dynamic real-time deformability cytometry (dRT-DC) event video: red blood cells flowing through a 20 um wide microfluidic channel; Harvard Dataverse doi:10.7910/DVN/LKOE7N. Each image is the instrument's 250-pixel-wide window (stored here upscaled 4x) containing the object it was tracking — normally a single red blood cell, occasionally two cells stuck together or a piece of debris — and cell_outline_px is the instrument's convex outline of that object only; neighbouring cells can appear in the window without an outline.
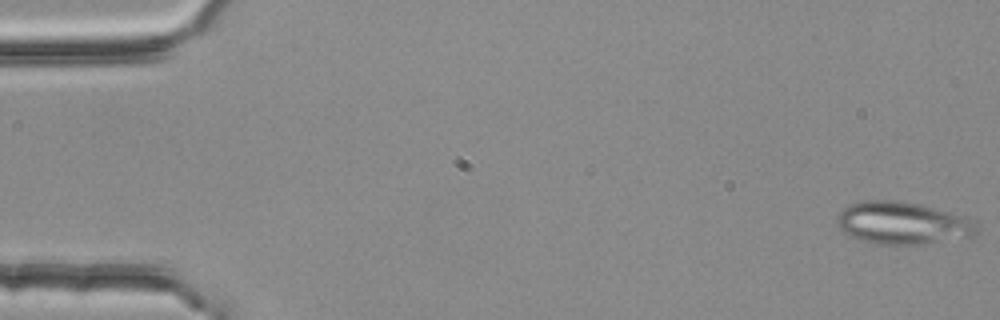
{"species": "common noctule bat (a hibernating species)", "species_latin": "Nyctalus noctula", "temperature_condition": "room temperature", "stored_images_in_passage": 5, "camera_frame_rate_fps": 3000, "um_per_image_px": 0.085, "animal": {"sex": "female", "body_mass_g": 25.1}, "frame": {"image": 1, "passage_image": 1, "time_ms": 0.0, "image_size_px": [1000, 320], "cell_outline_px": [[976, 232], [972, 236], [916, 244], [872, 244], [852, 236], [844, 232], [836, 224], [836, 216], [848, 204], [860, 200], [896, 200], [916, 204], [964, 216], [972, 220], [976, 224]], "centroid_in_image_um": [76.63, 18.95], "position_along_channel_um": 8.4, "area_um2": 34.04}}